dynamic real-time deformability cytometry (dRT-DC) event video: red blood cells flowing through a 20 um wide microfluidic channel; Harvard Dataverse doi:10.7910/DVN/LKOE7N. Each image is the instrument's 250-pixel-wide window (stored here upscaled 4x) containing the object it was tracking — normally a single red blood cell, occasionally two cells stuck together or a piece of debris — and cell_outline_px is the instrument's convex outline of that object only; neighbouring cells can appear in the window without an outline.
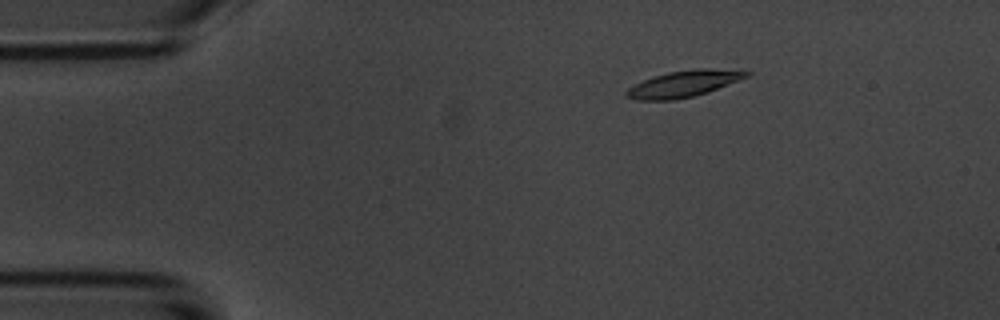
{"species": "common noctule bat (a hibernating species)", "species_latin": "Nyctalus noctula", "temperature_condition": "room temperature", "stored_images_in_passage": 6, "camera_frame_rate_fps": 3000, "um_per_image_px": 0.085, "animal": {"sex": "male", "body_mass_g": 20.1, "forearm_length_mm": 53.5}, "frame": {"image": 1, "passage_image": 3, "time_ms": 2.0, "image_size_px": [1000, 320], "cell_outline_px": [[752, 72], [748, 76], [708, 92], [692, 96], [672, 100], [640, 100], [624, 96], [624, 92], [628, 88], [644, 80], [668, 72], [696, 68], [708, 68]], "centroid_in_image_um": [58.08, 7.12], "position_along_channel_um": 26.9, "area_um2": 18.09}}
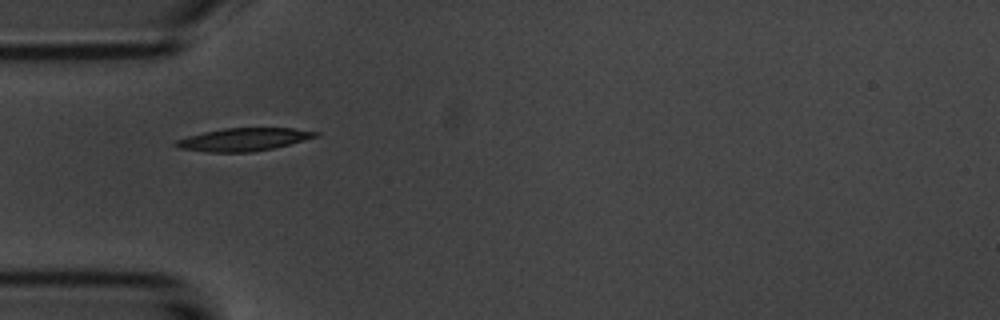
{"frame": {"image": 2, "passage_image": 5, "time_ms": 4.667, "image_size_px": [1000, 320], "cell_outline_px": [[320, 132], [316, 136], [276, 148], [252, 152], [204, 152], [180, 148], [172, 144], [176, 140], [188, 136], [204, 132], [224, 128], [292, 128]], "centroid_in_image_um": [20.67, 11.86], "position_along_channel_um": 64.3, "area_um2": 18.55}}